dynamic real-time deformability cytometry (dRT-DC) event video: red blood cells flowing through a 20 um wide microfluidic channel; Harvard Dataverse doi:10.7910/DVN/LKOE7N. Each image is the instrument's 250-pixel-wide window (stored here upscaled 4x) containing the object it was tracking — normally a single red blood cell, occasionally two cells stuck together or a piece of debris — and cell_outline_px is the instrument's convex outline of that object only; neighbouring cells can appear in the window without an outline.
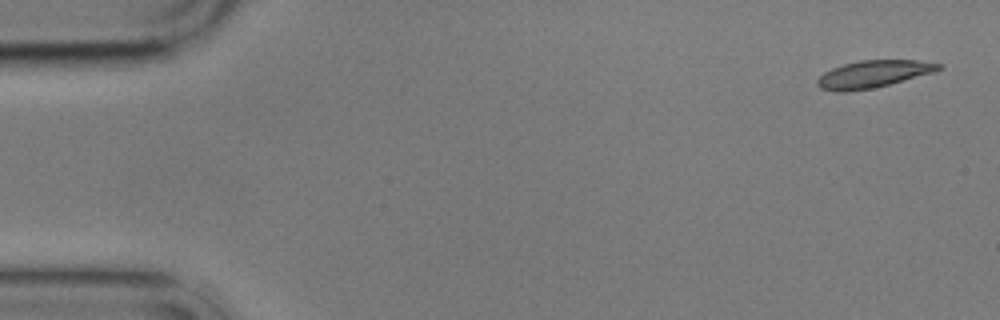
{"species": "common noctule bat (a hibernating species)", "species_latin": "Nyctalus noctula", "temperature_condition": "cold", "stored_images_in_passage": 8, "camera_frame_rate_fps": 3000, "um_per_image_px": 0.085, "animal": {"sex": "male", "body_mass_g": 17.9}, "frame": {"image": 1, "passage_image": 1, "time_ms": 0.0, "image_size_px": [1000, 320], "cell_outline_px": [[944, 68], [932, 72], [888, 84], [872, 88], [844, 92], [836, 92], [820, 88], [816, 84], [816, 80], [824, 72], [832, 68], [844, 64], [860, 60], [916, 60], [944, 64]], "centroid_in_image_um": [74.2, 6.29], "position_along_channel_um": 10.8, "area_um2": 19.07}}
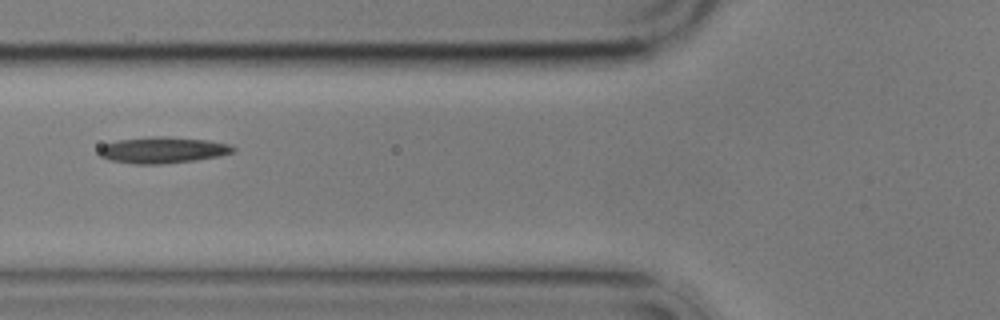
{"frame": {"image": 2, "passage_image": 6, "time_ms": 6.333, "image_size_px": [1000, 320], "cell_outline_px": [[236, 152], [220, 156], [196, 160], [160, 164], [132, 164], [108, 160], [100, 156], [96, 152], [104, 144], [120, 140], [152, 136], [168, 136], [208, 140], [228, 144], [236, 148]], "centroid_in_image_um": [13.83, 12.76], "position_along_channel_um": 112.0, "area_um2": 20.75}}
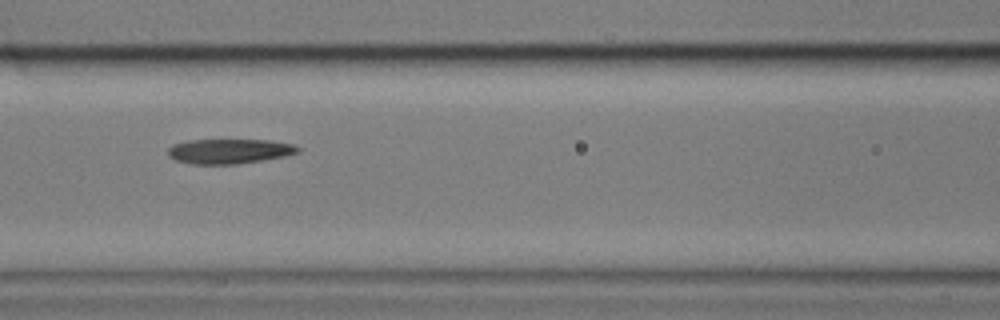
{"frame": {"image": 3, "passage_image": 7, "time_ms": 7.333, "image_size_px": [1000, 320], "cell_outline_px": [[300, 152], [284, 156], [236, 164], [192, 164], [176, 160], [168, 156], [168, 148], [172, 144], [188, 140], [268, 140], [292, 144], [300, 148]], "centroid_in_image_um": [19.45, 12.85], "position_along_channel_um": 147.1, "area_um2": 18.67}}